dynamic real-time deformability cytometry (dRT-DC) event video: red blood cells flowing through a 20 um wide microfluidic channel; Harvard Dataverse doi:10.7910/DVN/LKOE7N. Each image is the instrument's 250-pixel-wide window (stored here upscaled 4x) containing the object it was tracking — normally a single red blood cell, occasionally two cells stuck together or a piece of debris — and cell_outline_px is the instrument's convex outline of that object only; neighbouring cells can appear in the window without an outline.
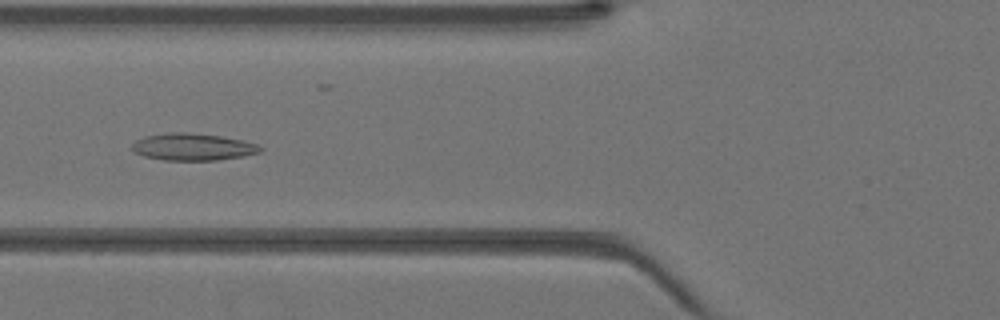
{"species": "Egyptian fruit bat (a non-hibernating species)", "species_latin": "Rousettus aegyptiacus", "temperature_condition": "warm", "stored_images_in_passage": 40, "camera_frame_rate_fps": 3000, "um_per_image_px": 0.085, "animal": {"sex": "female"}, "frame": {"image": 1, "passage_image": 14, "time_ms": 4.333, "image_size_px": [1000, 320], "cell_outline_px": [[264, 148], [260, 152], [244, 156], [216, 160], [164, 160], [144, 156], [136, 152], [132, 148], [132, 144], [136, 140], [144, 136], [168, 132], [188, 132], [220, 136], [260, 144]], "centroid_in_image_um": [16.41, 12.48], "position_along_channel_um": 109.4, "area_um2": 20.23}}
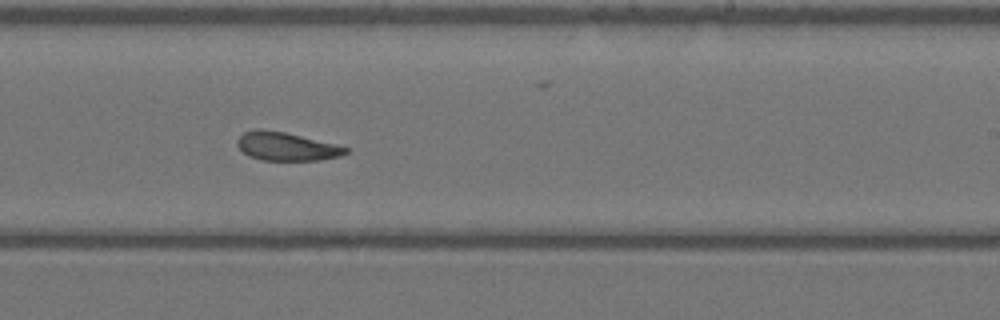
{"frame": {"image": 2, "passage_image": 24, "time_ms": 7.667, "image_size_px": [1000, 320], "cell_outline_px": [[348, 152], [340, 156], [320, 160], [260, 160], [248, 156], [236, 144], [236, 140], [244, 132], [256, 128], [260, 128], [284, 132], [336, 144], [348, 148]], "centroid_in_image_um": [24.31, 12.44], "position_along_channel_um": 264.7, "area_um2": 17.92}}
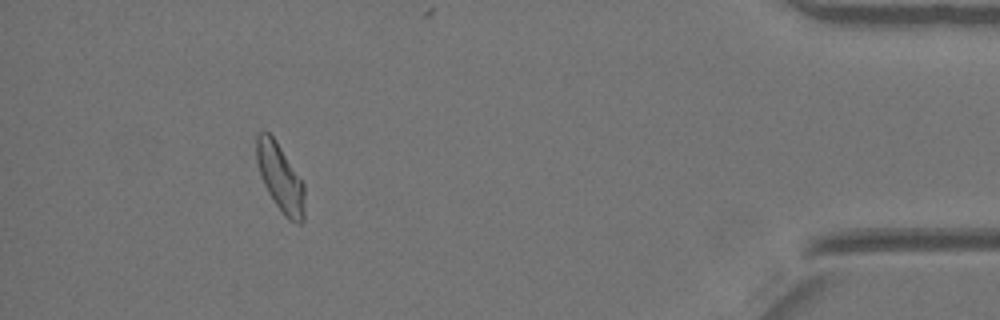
{"frame": {"image": 3, "passage_image": 37, "time_ms": 12.0, "image_size_px": [1000, 320], "cell_outline_px": [[304, 220], [300, 224], [296, 224], [288, 220], [284, 216], [268, 192], [260, 176], [256, 160], [256, 136], [260, 132], [268, 132], [276, 140], [304, 184]], "centroid_in_image_um": [23.82, 15.13], "position_along_channel_um": 411.4, "area_um2": 18.96}}